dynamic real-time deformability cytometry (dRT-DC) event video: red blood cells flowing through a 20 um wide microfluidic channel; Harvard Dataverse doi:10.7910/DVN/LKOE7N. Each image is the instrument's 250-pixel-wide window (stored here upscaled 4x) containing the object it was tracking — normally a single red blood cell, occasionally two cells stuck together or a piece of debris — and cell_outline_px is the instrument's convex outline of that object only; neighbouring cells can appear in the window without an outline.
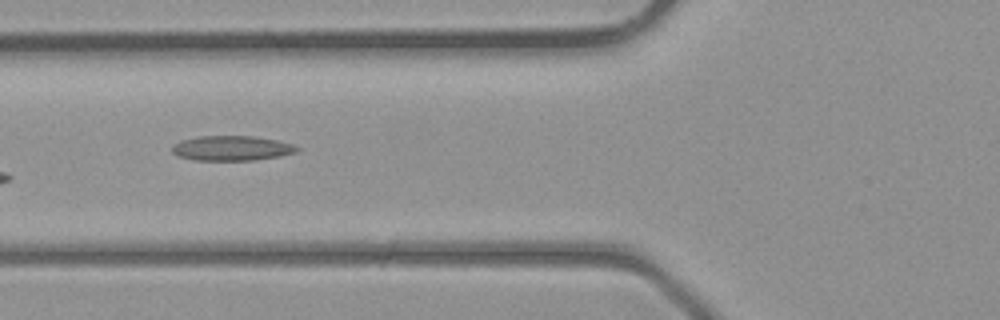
{"species": "common noctule bat (a hibernating species)", "species_latin": "Nyctalus noctula", "temperature_condition": "room temperature", "stored_images_in_passage": 3, "camera_frame_rate_fps": 3000, "um_per_image_px": 0.085, "animal": {"sex": "male", "body_mass_g": 23.1, "forearm_length_mm": 52.7}, "frame": {"image": 1, "passage_image": 3, "time_ms": 2.333, "image_size_px": [1000, 320], "cell_outline_px": [[300, 148], [296, 152], [280, 156], [252, 160], [196, 160], [180, 156], [172, 152], [172, 144], [180, 140], [200, 136], [252, 136], [276, 140], [292, 144]], "centroid_in_image_um": [19.68, 12.59], "position_along_channel_um": 106.1, "area_um2": 17.98}}